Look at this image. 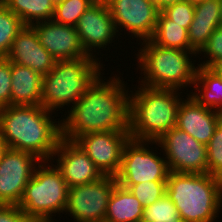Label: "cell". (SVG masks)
Segmentation results:
<instances>
[{
  "mask_svg": "<svg viewBox=\"0 0 222 222\" xmlns=\"http://www.w3.org/2000/svg\"><path fill=\"white\" fill-rule=\"evenodd\" d=\"M6 58L39 72L42 76L55 66L56 59L40 44L38 35L31 25H25L14 39Z\"/></svg>",
  "mask_w": 222,
  "mask_h": 222,
  "instance_id": "18",
  "label": "cell"
},
{
  "mask_svg": "<svg viewBox=\"0 0 222 222\" xmlns=\"http://www.w3.org/2000/svg\"><path fill=\"white\" fill-rule=\"evenodd\" d=\"M155 145L161 147L171 172L208 173L207 145L177 127L170 129Z\"/></svg>",
  "mask_w": 222,
  "mask_h": 222,
  "instance_id": "10",
  "label": "cell"
},
{
  "mask_svg": "<svg viewBox=\"0 0 222 222\" xmlns=\"http://www.w3.org/2000/svg\"><path fill=\"white\" fill-rule=\"evenodd\" d=\"M143 47L136 53L138 67L141 70L143 86L151 88H165L181 90L192 87L196 78V60L192 55L195 51L164 48L154 44L151 40L141 41ZM191 56V57H190ZM190 58V59H189ZM193 60V61H192Z\"/></svg>",
  "mask_w": 222,
  "mask_h": 222,
  "instance_id": "5",
  "label": "cell"
},
{
  "mask_svg": "<svg viewBox=\"0 0 222 222\" xmlns=\"http://www.w3.org/2000/svg\"><path fill=\"white\" fill-rule=\"evenodd\" d=\"M129 131L90 132L74 141L103 175L116 176L121 168L122 152Z\"/></svg>",
  "mask_w": 222,
  "mask_h": 222,
  "instance_id": "13",
  "label": "cell"
},
{
  "mask_svg": "<svg viewBox=\"0 0 222 222\" xmlns=\"http://www.w3.org/2000/svg\"><path fill=\"white\" fill-rule=\"evenodd\" d=\"M143 211L141 202L117 184L110 195L104 222H141Z\"/></svg>",
  "mask_w": 222,
  "mask_h": 222,
  "instance_id": "20",
  "label": "cell"
},
{
  "mask_svg": "<svg viewBox=\"0 0 222 222\" xmlns=\"http://www.w3.org/2000/svg\"><path fill=\"white\" fill-rule=\"evenodd\" d=\"M25 25L52 20L55 5L51 0H1Z\"/></svg>",
  "mask_w": 222,
  "mask_h": 222,
  "instance_id": "23",
  "label": "cell"
},
{
  "mask_svg": "<svg viewBox=\"0 0 222 222\" xmlns=\"http://www.w3.org/2000/svg\"><path fill=\"white\" fill-rule=\"evenodd\" d=\"M96 0H64L54 8L52 20L69 26H76L80 16Z\"/></svg>",
  "mask_w": 222,
  "mask_h": 222,
  "instance_id": "26",
  "label": "cell"
},
{
  "mask_svg": "<svg viewBox=\"0 0 222 222\" xmlns=\"http://www.w3.org/2000/svg\"><path fill=\"white\" fill-rule=\"evenodd\" d=\"M53 158L68 188L92 183L104 176L75 141L61 138L52 157L54 162Z\"/></svg>",
  "mask_w": 222,
  "mask_h": 222,
  "instance_id": "16",
  "label": "cell"
},
{
  "mask_svg": "<svg viewBox=\"0 0 222 222\" xmlns=\"http://www.w3.org/2000/svg\"><path fill=\"white\" fill-rule=\"evenodd\" d=\"M194 10L195 5L183 0L165 8L161 12L170 20L189 30L194 18Z\"/></svg>",
  "mask_w": 222,
  "mask_h": 222,
  "instance_id": "30",
  "label": "cell"
},
{
  "mask_svg": "<svg viewBox=\"0 0 222 222\" xmlns=\"http://www.w3.org/2000/svg\"><path fill=\"white\" fill-rule=\"evenodd\" d=\"M220 3V24L222 26V0H219Z\"/></svg>",
  "mask_w": 222,
  "mask_h": 222,
  "instance_id": "40",
  "label": "cell"
},
{
  "mask_svg": "<svg viewBox=\"0 0 222 222\" xmlns=\"http://www.w3.org/2000/svg\"><path fill=\"white\" fill-rule=\"evenodd\" d=\"M150 40L164 48L194 51L190 47L188 30L167 18L162 12L158 13L156 28Z\"/></svg>",
  "mask_w": 222,
  "mask_h": 222,
  "instance_id": "22",
  "label": "cell"
},
{
  "mask_svg": "<svg viewBox=\"0 0 222 222\" xmlns=\"http://www.w3.org/2000/svg\"><path fill=\"white\" fill-rule=\"evenodd\" d=\"M218 26L220 21L193 19L188 30L190 47L198 54Z\"/></svg>",
  "mask_w": 222,
  "mask_h": 222,
  "instance_id": "28",
  "label": "cell"
},
{
  "mask_svg": "<svg viewBox=\"0 0 222 222\" xmlns=\"http://www.w3.org/2000/svg\"><path fill=\"white\" fill-rule=\"evenodd\" d=\"M11 62L0 57V108L11 105Z\"/></svg>",
  "mask_w": 222,
  "mask_h": 222,
  "instance_id": "32",
  "label": "cell"
},
{
  "mask_svg": "<svg viewBox=\"0 0 222 222\" xmlns=\"http://www.w3.org/2000/svg\"><path fill=\"white\" fill-rule=\"evenodd\" d=\"M186 1L190 2L193 5H197V4L202 3L205 0H186Z\"/></svg>",
  "mask_w": 222,
  "mask_h": 222,
  "instance_id": "39",
  "label": "cell"
},
{
  "mask_svg": "<svg viewBox=\"0 0 222 222\" xmlns=\"http://www.w3.org/2000/svg\"><path fill=\"white\" fill-rule=\"evenodd\" d=\"M31 26L35 29L40 44L56 61L91 57L85 51L75 26L60 24L53 20L37 22Z\"/></svg>",
  "mask_w": 222,
  "mask_h": 222,
  "instance_id": "15",
  "label": "cell"
},
{
  "mask_svg": "<svg viewBox=\"0 0 222 222\" xmlns=\"http://www.w3.org/2000/svg\"><path fill=\"white\" fill-rule=\"evenodd\" d=\"M186 98L179 105L175 127L207 145L222 120V113L202 106L190 94Z\"/></svg>",
  "mask_w": 222,
  "mask_h": 222,
  "instance_id": "17",
  "label": "cell"
},
{
  "mask_svg": "<svg viewBox=\"0 0 222 222\" xmlns=\"http://www.w3.org/2000/svg\"><path fill=\"white\" fill-rule=\"evenodd\" d=\"M41 160L26 151L7 148L0 159V204L18 205Z\"/></svg>",
  "mask_w": 222,
  "mask_h": 222,
  "instance_id": "11",
  "label": "cell"
},
{
  "mask_svg": "<svg viewBox=\"0 0 222 222\" xmlns=\"http://www.w3.org/2000/svg\"><path fill=\"white\" fill-rule=\"evenodd\" d=\"M52 3L56 6L59 3H62L64 0H51Z\"/></svg>",
  "mask_w": 222,
  "mask_h": 222,
  "instance_id": "41",
  "label": "cell"
},
{
  "mask_svg": "<svg viewBox=\"0 0 222 222\" xmlns=\"http://www.w3.org/2000/svg\"><path fill=\"white\" fill-rule=\"evenodd\" d=\"M23 21L0 0V57H6L17 34L24 28Z\"/></svg>",
  "mask_w": 222,
  "mask_h": 222,
  "instance_id": "24",
  "label": "cell"
},
{
  "mask_svg": "<svg viewBox=\"0 0 222 222\" xmlns=\"http://www.w3.org/2000/svg\"><path fill=\"white\" fill-rule=\"evenodd\" d=\"M11 105H41L43 76L11 62Z\"/></svg>",
  "mask_w": 222,
  "mask_h": 222,
  "instance_id": "19",
  "label": "cell"
},
{
  "mask_svg": "<svg viewBox=\"0 0 222 222\" xmlns=\"http://www.w3.org/2000/svg\"><path fill=\"white\" fill-rule=\"evenodd\" d=\"M53 218L29 217L26 222H55Z\"/></svg>",
  "mask_w": 222,
  "mask_h": 222,
  "instance_id": "37",
  "label": "cell"
},
{
  "mask_svg": "<svg viewBox=\"0 0 222 222\" xmlns=\"http://www.w3.org/2000/svg\"><path fill=\"white\" fill-rule=\"evenodd\" d=\"M102 78L100 74L61 120V138L74 141L90 132L129 131L127 85L117 75Z\"/></svg>",
  "mask_w": 222,
  "mask_h": 222,
  "instance_id": "1",
  "label": "cell"
},
{
  "mask_svg": "<svg viewBox=\"0 0 222 222\" xmlns=\"http://www.w3.org/2000/svg\"><path fill=\"white\" fill-rule=\"evenodd\" d=\"M167 181H147L139 184H119L128 189L143 205L153 204L166 193Z\"/></svg>",
  "mask_w": 222,
  "mask_h": 222,
  "instance_id": "27",
  "label": "cell"
},
{
  "mask_svg": "<svg viewBox=\"0 0 222 222\" xmlns=\"http://www.w3.org/2000/svg\"><path fill=\"white\" fill-rule=\"evenodd\" d=\"M6 149H7V145L5 144L4 140L2 139L0 135V159L2 158V155L4 154Z\"/></svg>",
  "mask_w": 222,
  "mask_h": 222,
  "instance_id": "38",
  "label": "cell"
},
{
  "mask_svg": "<svg viewBox=\"0 0 222 222\" xmlns=\"http://www.w3.org/2000/svg\"><path fill=\"white\" fill-rule=\"evenodd\" d=\"M141 222H184L171 198L165 193L153 204L144 207Z\"/></svg>",
  "mask_w": 222,
  "mask_h": 222,
  "instance_id": "25",
  "label": "cell"
},
{
  "mask_svg": "<svg viewBox=\"0 0 222 222\" xmlns=\"http://www.w3.org/2000/svg\"><path fill=\"white\" fill-rule=\"evenodd\" d=\"M52 113L42 105L1 108L0 135L7 148L32 153L40 160H52L61 139V120L52 119Z\"/></svg>",
  "mask_w": 222,
  "mask_h": 222,
  "instance_id": "2",
  "label": "cell"
},
{
  "mask_svg": "<svg viewBox=\"0 0 222 222\" xmlns=\"http://www.w3.org/2000/svg\"><path fill=\"white\" fill-rule=\"evenodd\" d=\"M103 64L94 57L56 61L55 66L42 78L41 105L55 112L76 102L102 73Z\"/></svg>",
  "mask_w": 222,
  "mask_h": 222,
  "instance_id": "6",
  "label": "cell"
},
{
  "mask_svg": "<svg viewBox=\"0 0 222 222\" xmlns=\"http://www.w3.org/2000/svg\"><path fill=\"white\" fill-rule=\"evenodd\" d=\"M116 185L115 176L104 175L95 182L69 188L64 213L69 212L75 222H104Z\"/></svg>",
  "mask_w": 222,
  "mask_h": 222,
  "instance_id": "9",
  "label": "cell"
},
{
  "mask_svg": "<svg viewBox=\"0 0 222 222\" xmlns=\"http://www.w3.org/2000/svg\"><path fill=\"white\" fill-rule=\"evenodd\" d=\"M193 86L195 92H190L191 97L202 106L222 113V78L210 68L198 66Z\"/></svg>",
  "mask_w": 222,
  "mask_h": 222,
  "instance_id": "21",
  "label": "cell"
},
{
  "mask_svg": "<svg viewBox=\"0 0 222 222\" xmlns=\"http://www.w3.org/2000/svg\"><path fill=\"white\" fill-rule=\"evenodd\" d=\"M104 1L107 3L118 33L125 30L132 34L131 36L134 35L132 38L137 40L139 38V41L150 40L155 31L159 13L151 0Z\"/></svg>",
  "mask_w": 222,
  "mask_h": 222,
  "instance_id": "12",
  "label": "cell"
},
{
  "mask_svg": "<svg viewBox=\"0 0 222 222\" xmlns=\"http://www.w3.org/2000/svg\"><path fill=\"white\" fill-rule=\"evenodd\" d=\"M75 27L85 51L98 60L99 57L97 58L94 52L105 49L106 46L114 42L115 38L122 35V33H117L113 18L104 0H96L89 6L80 16Z\"/></svg>",
  "mask_w": 222,
  "mask_h": 222,
  "instance_id": "14",
  "label": "cell"
},
{
  "mask_svg": "<svg viewBox=\"0 0 222 222\" xmlns=\"http://www.w3.org/2000/svg\"><path fill=\"white\" fill-rule=\"evenodd\" d=\"M205 21H220L219 0H205L195 5L194 18Z\"/></svg>",
  "mask_w": 222,
  "mask_h": 222,
  "instance_id": "33",
  "label": "cell"
},
{
  "mask_svg": "<svg viewBox=\"0 0 222 222\" xmlns=\"http://www.w3.org/2000/svg\"><path fill=\"white\" fill-rule=\"evenodd\" d=\"M51 165H49V163ZM68 186L52 160H41L28 181L18 207L28 217L52 218L63 213L67 203Z\"/></svg>",
  "mask_w": 222,
  "mask_h": 222,
  "instance_id": "7",
  "label": "cell"
},
{
  "mask_svg": "<svg viewBox=\"0 0 222 222\" xmlns=\"http://www.w3.org/2000/svg\"><path fill=\"white\" fill-rule=\"evenodd\" d=\"M151 1L155 4L158 11L161 12L165 8L183 0H151Z\"/></svg>",
  "mask_w": 222,
  "mask_h": 222,
  "instance_id": "35",
  "label": "cell"
},
{
  "mask_svg": "<svg viewBox=\"0 0 222 222\" xmlns=\"http://www.w3.org/2000/svg\"><path fill=\"white\" fill-rule=\"evenodd\" d=\"M149 144L154 145L155 141L129 138L123 147L121 168L115 176L117 184L167 181L170 172L167 161Z\"/></svg>",
  "mask_w": 222,
  "mask_h": 222,
  "instance_id": "8",
  "label": "cell"
},
{
  "mask_svg": "<svg viewBox=\"0 0 222 222\" xmlns=\"http://www.w3.org/2000/svg\"><path fill=\"white\" fill-rule=\"evenodd\" d=\"M210 69L215 72L220 78H222V60L214 63Z\"/></svg>",
  "mask_w": 222,
  "mask_h": 222,
  "instance_id": "36",
  "label": "cell"
},
{
  "mask_svg": "<svg viewBox=\"0 0 222 222\" xmlns=\"http://www.w3.org/2000/svg\"><path fill=\"white\" fill-rule=\"evenodd\" d=\"M199 54L208 58V60H203L200 64L197 63V65L201 67L210 68L214 63L222 60V26H218L215 29L198 55Z\"/></svg>",
  "mask_w": 222,
  "mask_h": 222,
  "instance_id": "31",
  "label": "cell"
},
{
  "mask_svg": "<svg viewBox=\"0 0 222 222\" xmlns=\"http://www.w3.org/2000/svg\"><path fill=\"white\" fill-rule=\"evenodd\" d=\"M28 218L18 205L0 204V222H26Z\"/></svg>",
  "mask_w": 222,
  "mask_h": 222,
  "instance_id": "34",
  "label": "cell"
},
{
  "mask_svg": "<svg viewBox=\"0 0 222 222\" xmlns=\"http://www.w3.org/2000/svg\"><path fill=\"white\" fill-rule=\"evenodd\" d=\"M166 193L184 222H214L222 207V179L209 173L169 172Z\"/></svg>",
  "mask_w": 222,
  "mask_h": 222,
  "instance_id": "4",
  "label": "cell"
},
{
  "mask_svg": "<svg viewBox=\"0 0 222 222\" xmlns=\"http://www.w3.org/2000/svg\"><path fill=\"white\" fill-rule=\"evenodd\" d=\"M140 86V87H139ZM129 93V133L136 140L158 141L176 126L182 98L177 89L138 85Z\"/></svg>",
  "mask_w": 222,
  "mask_h": 222,
  "instance_id": "3",
  "label": "cell"
},
{
  "mask_svg": "<svg viewBox=\"0 0 222 222\" xmlns=\"http://www.w3.org/2000/svg\"><path fill=\"white\" fill-rule=\"evenodd\" d=\"M208 173L222 179V120L207 144Z\"/></svg>",
  "mask_w": 222,
  "mask_h": 222,
  "instance_id": "29",
  "label": "cell"
}]
</instances>
